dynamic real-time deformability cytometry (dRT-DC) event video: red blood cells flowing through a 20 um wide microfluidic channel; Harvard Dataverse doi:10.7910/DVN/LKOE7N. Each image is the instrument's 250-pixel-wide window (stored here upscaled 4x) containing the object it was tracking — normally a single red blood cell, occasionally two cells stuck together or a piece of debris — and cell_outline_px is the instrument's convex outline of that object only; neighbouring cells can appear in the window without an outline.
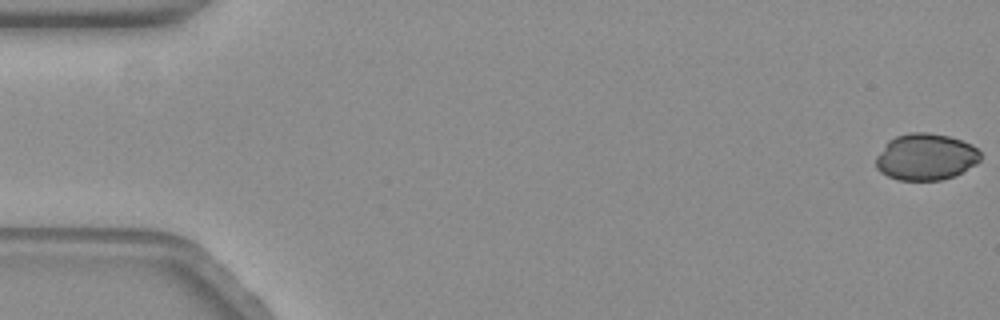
{"species": "common noctule bat (a hibernating species)", "species_latin": "Nyctalus noctula", "temperature_condition": "warm", "stored_images_in_passage": 19, "camera_frame_rate_fps": 3000, "um_per_image_px": 0.085, "animal": {"sex": "female", "body_mass_g": 19.3, "forearm_length_mm": 54.1}, "frame": {"image": 1, "passage_image": 1, "time_ms": 0.0, "image_size_px": [1000, 320], "cell_outline_px": [[980, 160], [976, 164], [952, 176], [940, 180], [896, 180], [880, 172], [876, 168], [876, 156], [884, 144], [888, 140], [896, 136], [912, 132], [928, 132], [948, 136], [972, 144], [980, 152]], "centroid_in_image_um": [78.65, 13.33], "position_along_channel_um": 6.3, "area_um2": 28.38}}